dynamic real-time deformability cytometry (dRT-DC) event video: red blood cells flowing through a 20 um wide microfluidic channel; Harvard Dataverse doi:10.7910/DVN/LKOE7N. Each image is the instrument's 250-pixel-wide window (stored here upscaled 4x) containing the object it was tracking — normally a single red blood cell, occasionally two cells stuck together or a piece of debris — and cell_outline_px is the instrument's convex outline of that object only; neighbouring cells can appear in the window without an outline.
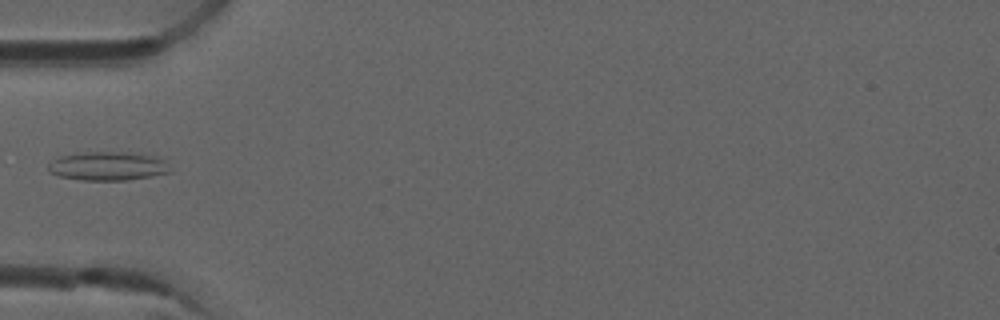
{"species": "common noctule bat (a hibernating species)", "species_latin": "Nyctalus noctula", "temperature_condition": "room temperature", "stored_images_in_passage": 6, "camera_frame_rate_fps": 3000, "um_per_image_px": 0.085, "animal": {"sex": "male", "forearm_length_mm": 52.5}, "frame": {"image": 1, "passage_image": 5, "time_ms": 1.333, "image_size_px": [1000, 320], "cell_outline_px": [[172, 172], [152, 176], [128, 180], [80, 180], [60, 176], [48, 172], [48, 164], [52, 160], [60, 156], [84, 152], [128, 152], [156, 156], [164, 160]], "centroid_in_image_um": [9.16, 14.12], "position_along_channel_um": 75.8, "area_um2": 20.52}}
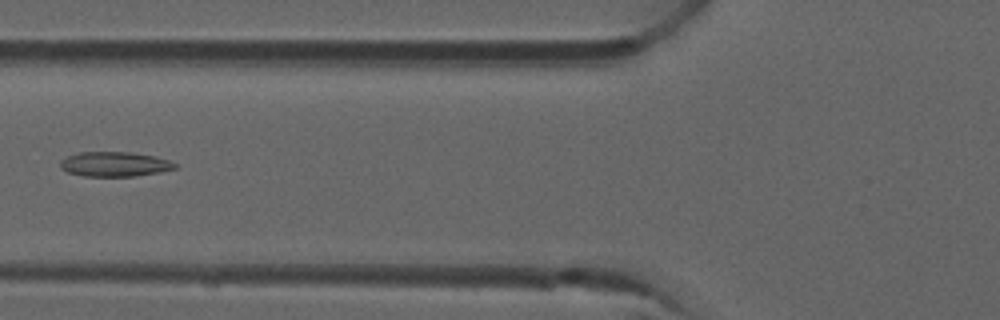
{"frame": {"image": 2, "passage_image": 6, "time_ms": 1.667, "image_size_px": [1000, 320], "cell_outline_px": [[176, 168], [160, 172], [136, 176], [84, 176], [68, 172], [60, 168], [60, 160], [68, 156], [80, 152], [128, 152], [156, 156], [168, 160], [176, 164]], "centroid_in_image_um": [9.73, 13.95], "position_along_channel_um": 116.1, "area_um2": 16.47}}